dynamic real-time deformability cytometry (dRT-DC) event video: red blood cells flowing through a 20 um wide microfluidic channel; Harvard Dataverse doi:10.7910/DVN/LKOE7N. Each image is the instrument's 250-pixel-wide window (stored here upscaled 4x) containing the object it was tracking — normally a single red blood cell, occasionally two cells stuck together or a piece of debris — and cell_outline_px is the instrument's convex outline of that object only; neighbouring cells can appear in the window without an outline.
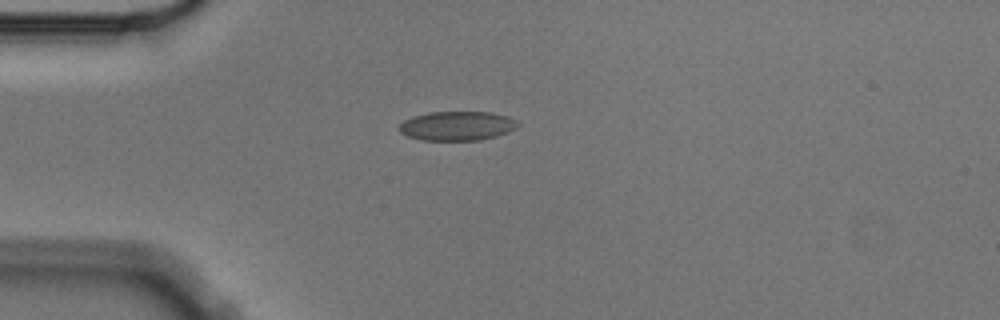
{"species": "Egyptian fruit bat (a non-hibernating species)", "species_latin": "Rousettus aegyptiacus", "temperature_condition": "cold", "stored_images_in_passage": 2, "camera_frame_rate_fps": 3000, "um_per_image_px": 0.085, "animal": {"sex": "male"}, "frame": {"image": 1, "passage_image": 2, "time_ms": 0.333, "image_size_px": [1000, 320], "cell_outline_px": [[520, 124], [516, 128], [508, 132], [496, 136], [480, 140], [420, 140], [408, 136], [400, 132], [396, 128], [404, 120], [412, 116], [428, 112], [492, 112], [508, 116], [516, 120]], "centroid_in_image_um": [38.84, 10.69], "position_along_channel_um": 46.2, "area_um2": 20.4}}